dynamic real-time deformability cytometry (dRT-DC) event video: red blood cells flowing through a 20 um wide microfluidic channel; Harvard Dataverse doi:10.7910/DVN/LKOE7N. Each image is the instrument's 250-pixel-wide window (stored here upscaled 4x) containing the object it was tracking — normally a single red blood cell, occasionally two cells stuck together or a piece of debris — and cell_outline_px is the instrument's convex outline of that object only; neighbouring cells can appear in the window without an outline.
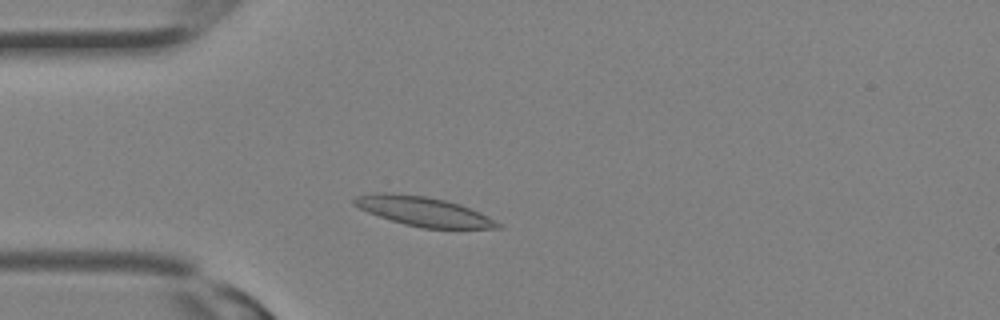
{"species": "Egyptian fruit bat (a non-hibernating species)", "species_latin": "Rousettus aegyptiacus", "temperature_condition": "room temperature", "stored_images_in_passage": 25, "camera_frame_rate_fps": 3000, "um_per_image_px": 0.085, "animal": {"sex": "female"}, "frame": {"image": 1, "passage_image": 2, "time_ms": 0.333, "image_size_px": [1000, 320], "cell_outline_px": [[504, 228], [424, 228], [404, 224], [368, 212], [352, 204], [352, 200], [356, 196], [376, 192], [392, 192], [424, 196], [444, 200], [460, 204], [480, 212], [500, 224]], "centroid_in_image_um": [35.96, 17.95], "position_along_channel_um": 49.0, "area_um2": 24.33}}
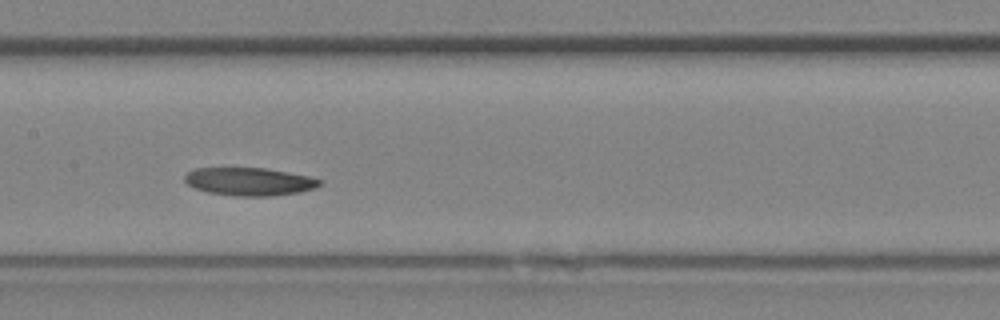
{"frame": {"image": 2, "passage_image": 9, "time_ms": 2.667, "image_size_px": [1000, 320], "cell_outline_px": [[320, 184], [316, 188], [300, 192], [272, 196], [236, 196], [208, 192], [196, 188], [188, 184], [184, 180], [184, 176], [188, 172], [196, 168], [264, 168], [288, 172], [308, 176], [320, 180]], "centroid_in_image_um": [21.19, 15.43], "position_along_channel_um": 186.2, "area_um2": 21.85}}
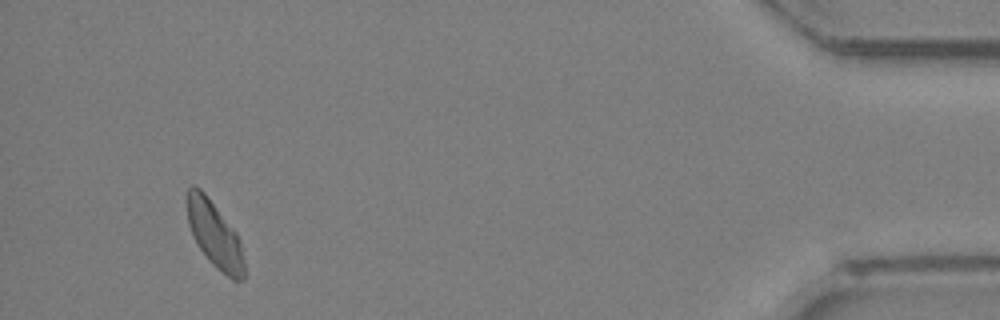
{"frame": {"image": 3, "passage_image": 23, "time_ms": 7.333, "image_size_px": [1000, 320], "cell_outline_px": [[244, 280], [232, 280], [216, 268], [208, 260], [192, 236], [188, 224], [184, 200], [188, 188], [192, 184], [200, 188], [204, 192], [236, 232], [240, 244], [244, 260]], "centroid_in_image_um": [18.19, 19.91], "position_along_channel_um": 417.0, "area_um2": 22.25}}